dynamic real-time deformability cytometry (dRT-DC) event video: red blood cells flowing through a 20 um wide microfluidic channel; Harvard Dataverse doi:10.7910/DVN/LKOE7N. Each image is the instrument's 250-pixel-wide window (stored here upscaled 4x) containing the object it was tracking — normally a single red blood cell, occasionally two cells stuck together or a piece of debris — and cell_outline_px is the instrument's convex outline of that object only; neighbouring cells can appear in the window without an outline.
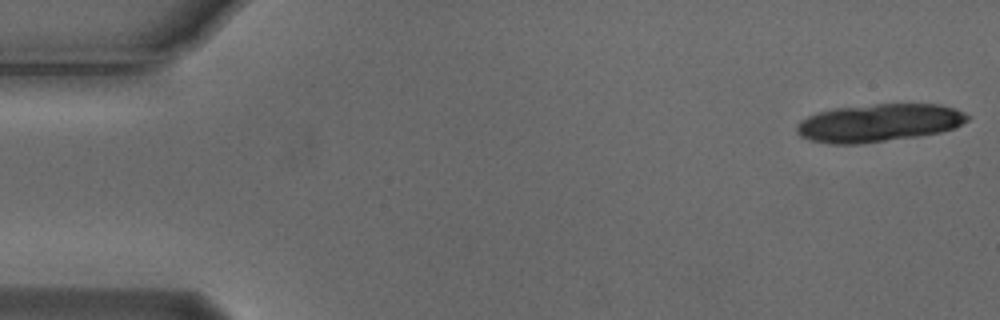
{"species": "Egyptian fruit bat (a non-hibernating species)", "species_latin": "Rousettus aegyptiacus", "temperature_condition": "cold", "stored_images_in_passage": 18, "camera_frame_rate_fps": 3000, "um_per_image_px": 0.085, "animal": {"sex": "male"}, "frame": {"image": 1, "passage_image": 1, "time_ms": 0.0, "image_size_px": [1000, 320], "cell_outline_px": [[972, 116], [968, 120], [952, 128], [940, 132], [920, 136], [856, 144], [832, 144], [812, 140], [800, 136], [796, 132], [796, 124], [800, 120], [816, 112], [836, 108], [876, 104], [940, 104], [956, 108]], "centroid_in_image_um": [74.7, 10.43], "position_along_channel_um": 10.3, "area_um2": 37.69}}